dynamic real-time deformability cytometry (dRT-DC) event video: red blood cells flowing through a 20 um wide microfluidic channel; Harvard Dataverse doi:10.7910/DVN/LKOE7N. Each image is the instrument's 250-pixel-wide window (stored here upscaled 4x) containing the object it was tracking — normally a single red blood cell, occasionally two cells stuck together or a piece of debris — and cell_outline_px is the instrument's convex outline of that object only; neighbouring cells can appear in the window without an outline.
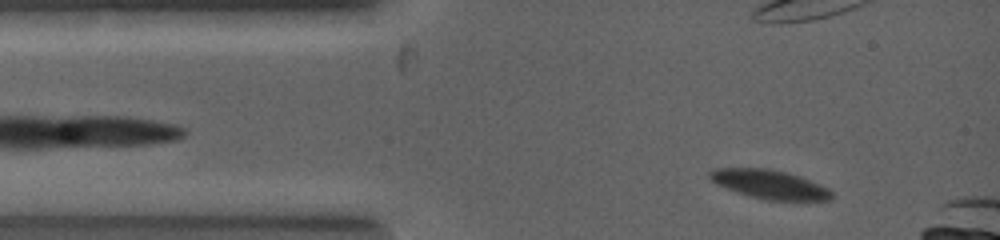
{"species": "common noctule bat (a hibernating species)", "species_latin": "Nyctalus noctula", "temperature_condition": "warm", "stored_images_in_passage": 5, "camera_frame_rate_fps": 5000, "um_per_image_px": 0.085, "animal": {"sex": "female", "body_mass_g": 19.0, "forearm_length_mm": 53.3}, "frame": {"image": 1, "passage_image": 2, "time_ms": 0.6, "image_size_px": [1000, 240], "cell_outline_px": [[832, 200], [768, 200], [748, 196], [736, 192], [716, 184], [708, 180], [708, 172], [716, 168], [768, 168], [788, 172], [800, 176], [820, 184], [828, 188], [832, 192]], "centroid_in_image_um": [65.38, 15.66], "position_along_channel_um": 19.6, "area_um2": 20.75}}